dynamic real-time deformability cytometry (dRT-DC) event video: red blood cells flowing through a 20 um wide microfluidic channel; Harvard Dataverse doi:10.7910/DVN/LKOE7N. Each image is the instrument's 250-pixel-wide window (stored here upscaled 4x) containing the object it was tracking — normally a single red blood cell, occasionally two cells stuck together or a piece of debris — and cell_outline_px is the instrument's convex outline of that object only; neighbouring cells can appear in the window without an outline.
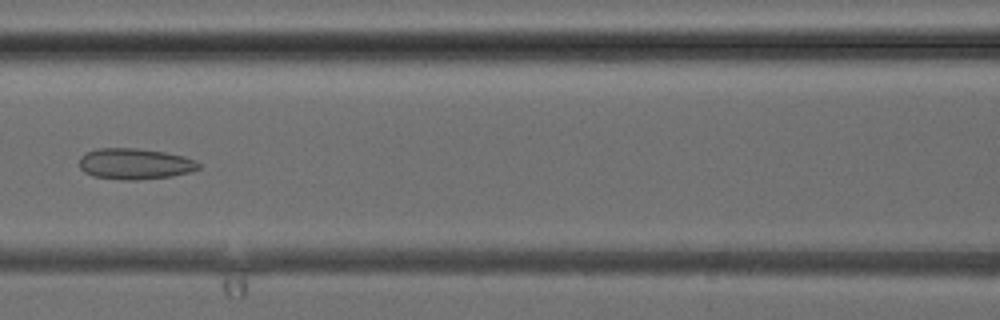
{"species": "common noctule bat (a hibernating species)", "species_latin": "Nyctalus noctula", "temperature_condition": "cold", "stored_images_in_passage": 6, "camera_frame_rate_fps": 3000, "um_per_image_px": 0.085, "animal": {"sex": "female", "body_mass_g": 24.6, "forearm_length_mm": 56.2}, "frame": {"image": 1, "passage_image": 6, "time_ms": 6.333, "image_size_px": [1000, 320], "cell_outline_px": [[200, 168], [188, 172], [172, 176], [136, 180], [124, 180], [92, 176], [84, 172], [80, 168], [80, 156], [84, 152], [96, 148], [136, 148], [164, 152], [184, 156], [196, 160], [200, 164]], "centroid_in_image_um": [11.44, 13.92], "position_along_channel_um": 155.2, "area_um2": 21.68}}